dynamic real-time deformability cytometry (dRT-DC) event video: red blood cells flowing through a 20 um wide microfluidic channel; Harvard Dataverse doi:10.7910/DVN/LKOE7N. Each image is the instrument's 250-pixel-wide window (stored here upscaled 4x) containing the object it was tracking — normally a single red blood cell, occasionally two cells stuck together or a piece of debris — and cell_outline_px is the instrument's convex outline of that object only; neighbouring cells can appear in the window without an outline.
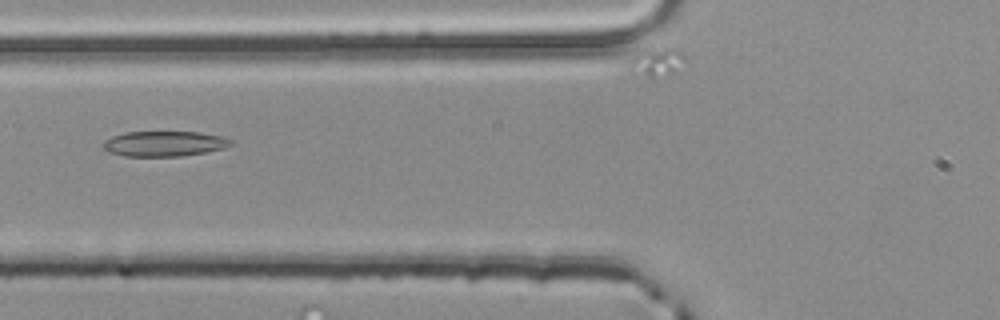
{"species": "common noctule bat (a hibernating species)", "species_latin": "Nyctalus noctula", "temperature_condition": "room temperature", "stored_images_in_passage": 3, "camera_frame_rate_fps": 3000, "um_per_image_px": 0.085, "animal": {"sex": "male", "body_mass_g": 20.4}, "frame": {"image": 1, "passage_image": 3, "time_ms": 0.667, "image_size_px": [1000, 320], "cell_outline_px": [[232, 144], [224, 148], [204, 152], [180, 156], [124, 156], [108, 152], [104, 148], [104, 144], [112, 136], [124, 132], [200, 132], [220, 136], [232, 140]], "centroid_in_image_um": [13.97, 12.21], "position_along_channel_um": 111.8, "area_um2": 18.55}}